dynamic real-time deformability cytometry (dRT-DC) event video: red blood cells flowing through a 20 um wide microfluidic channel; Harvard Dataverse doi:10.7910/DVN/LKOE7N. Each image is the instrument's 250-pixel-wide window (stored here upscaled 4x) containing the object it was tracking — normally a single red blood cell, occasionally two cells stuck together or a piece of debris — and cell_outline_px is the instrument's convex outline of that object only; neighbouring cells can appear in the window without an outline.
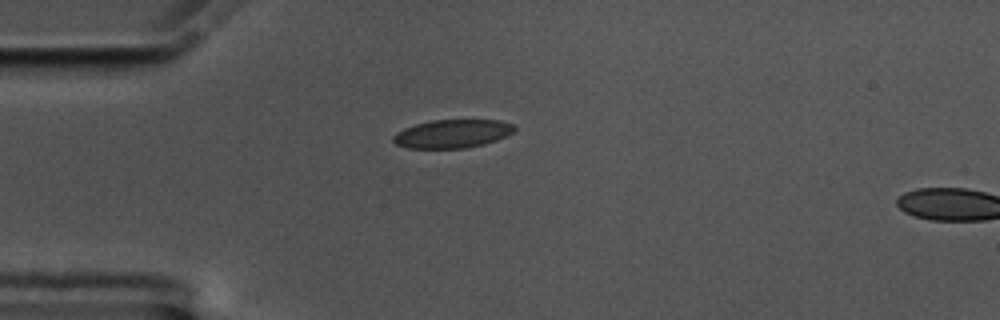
{"species": "common noctule bat (a hibernating species)", "species_latin": "Nyctalus noctula", "temperature_condition": "cold", "stored_images_in_passage": 3, "camera_frame_rate_fps": 3000, "um_per_image_px": 0.085, "animal": {"sex": "male", "body_mass_g": 17.5, "forearm_length_mm": 52.3}, "frame": {"image": 1, "passage_image": 1, "time_ms": 0.0, "image_size_px": [1000, 320], "cell_outline_px": [[516, 128], [512, 132], [496, 140], [484, 144], [464, 148], [408, 148], [396, 144], [392, 140], [392, 136], [396, 132], [404, 128], [416, 124], [432, 120], [500, 120], [516, 124]], "centroid_in_image_um": [38.44, 11.36], "position_along_channel_um": 46.6, "area_um2": 20.06}}